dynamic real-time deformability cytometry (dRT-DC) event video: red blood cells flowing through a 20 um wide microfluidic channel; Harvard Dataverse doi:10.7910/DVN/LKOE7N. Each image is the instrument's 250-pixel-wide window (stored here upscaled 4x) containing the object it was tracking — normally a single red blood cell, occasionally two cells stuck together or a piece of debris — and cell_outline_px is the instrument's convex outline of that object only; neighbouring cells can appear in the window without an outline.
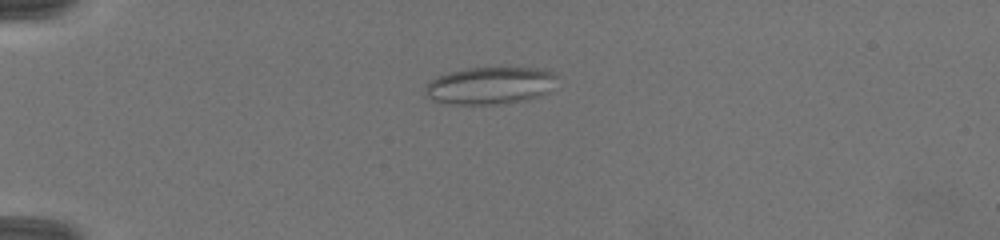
{"species": "common noctule bat (a hibernating species)", "species_latin": "Nyctalus noctula", "temperature_condition": "warm", "stored_images_in_passage": 62, "camera_frame_rate_fps": 3000, "um_per_image_px": 0.085, "animal": {"sex": "female", "body_mass_g": 19.5, "forearm_length_mm": 54.1}, "frame": {"image": 1, "passage_image": 18, "time_ms": 4.667, "image_size_px": [1000, 240], "cell_outline_px": [[556, 76], [548, 92], [528, 100], [504, 104], [448, 104], [432, 100], [424, 96], [424, 88], [436, 76], [448, 72], [468, 68], [544, 68], [552, 72]], "centroid_in_image_um": [41.61, 7.28], "position_along_channel_um": 43.4, "area_um2": 28.78}}
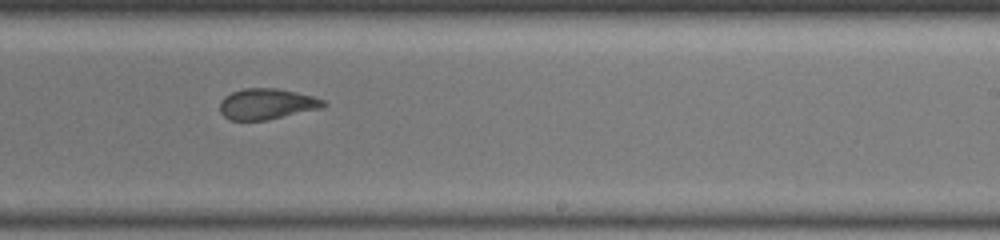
{"frame": {"image": 2, "passage_image": 42, "time_ms": 11.0, "image_size_px": [1000, 240], "cell_outline_px": [[328, 104], [324, 108], [268, 120], [228, 120], [220, 112], [220, 100], [224, 96], [232, 92], [244, 88], [276, 88], [296, 92], [312, 96], [324, 100]], "centroid_in_image_um": [22.69, 8.84], "position_along_channel_um": 266.3, "area_um2": 18.84}}
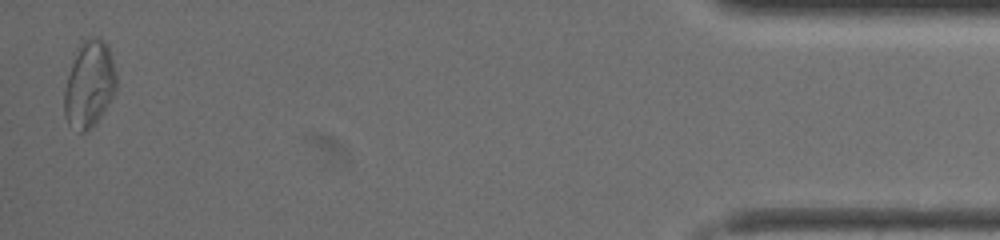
{"frame": {"image": 3, "passage_image": 61, "time_ms": 16.667, "image_size_px": [1000, 240], "cell_outline_px": [[116, 88], [112, 96], [96, 124], [92, 128], [84, 132], [80, 132], [68, 124], [64, 116], [64, 92], [68, 76], [72, 64], [84, 40], [92, 36], [96, 36], [104, 40], [108, 44], [116, 76]], "centroid_in_image_um": [7.59, 7.2], "position_along_channel_um": 427.6, "area_um2": 25.84}, "authors_computed_cell_mechanics": {"area_um2": 22.3975, "velocity_mm_per_s": 4.2057, "shape_relaxation_time_tau1_ms": null, "shape_relaxation_time_tau2_ms": 1.4372, "deformation_change_tau1": null, "deformation_change_tau2": 0.0896}}